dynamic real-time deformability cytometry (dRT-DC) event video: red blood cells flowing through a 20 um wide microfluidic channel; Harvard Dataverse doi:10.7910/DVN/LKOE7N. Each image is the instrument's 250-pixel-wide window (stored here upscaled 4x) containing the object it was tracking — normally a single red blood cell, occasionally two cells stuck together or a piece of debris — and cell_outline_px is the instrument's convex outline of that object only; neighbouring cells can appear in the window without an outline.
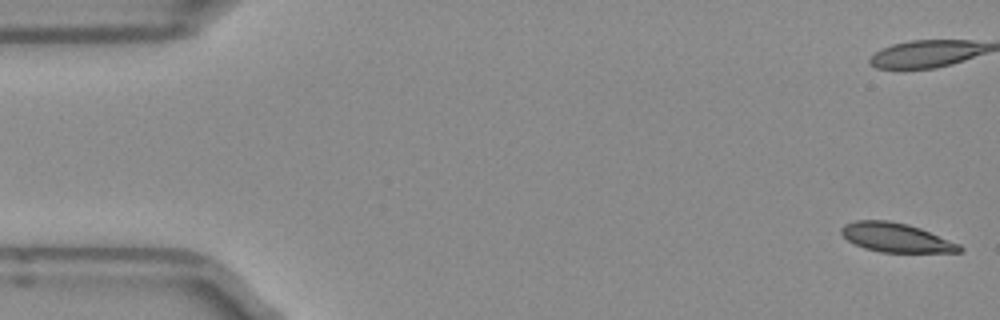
{"species": "Egyptian fruit bat (a non-hibernating species)", "species_latin": "Rousettus aegyptiacus", "temperature_condition": "room temperature", "stored_images_in_passage": 3, "camera_frame_rate_fps": 3000, "um_per_image_px": 0.085, "frame": {"image": 1, "passage_image": 1, "time_ms": 0.0, "image_size_px": [1000, 320], "cell_outline_px": [[964, 248], [960, 252], [880, 252], [864, 248], [848, 240], [840, 232], [840, 228], [844, 224], [856, 220], [888, 220], [908, 224], [920, 228], [960, 244]], "centroid_in_image_um": [76.16, 20.19], "position_along_channel_um": 8.8, "area_um2": 20.0}}